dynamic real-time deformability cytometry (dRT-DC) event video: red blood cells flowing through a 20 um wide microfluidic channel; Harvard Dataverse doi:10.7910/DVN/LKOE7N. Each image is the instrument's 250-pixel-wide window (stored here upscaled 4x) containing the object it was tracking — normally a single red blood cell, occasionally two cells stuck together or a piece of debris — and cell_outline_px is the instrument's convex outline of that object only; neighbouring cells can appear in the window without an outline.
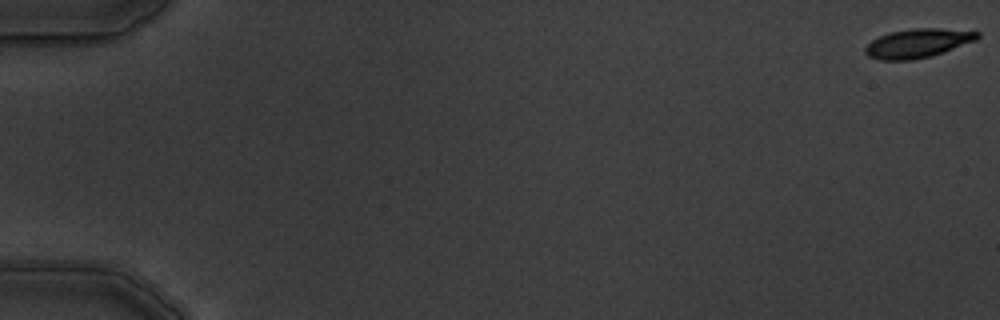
{"species": "common noctule bat (a hibernating species)", "species_latin": "Nyctalus noctula", "temperature_condition": "warm", "stored_images_in_passage": 5, "camera_frame_rate_fps": 3000, "um_per_image_px": 0.085, "animal": {"sex": "male", "body_mass_g": 19.5, "forearm_length_mm": 54.6}, "frame": {"image": 1, "passage_image": 1, "time_ms": 0.0, "image_size_px": [1000, 320], "cell_outline_px": [[980, 36], [976, 40], [932, 56], [912, 60], [880, 60], [868, 56], [864, 52], [864, 48], [872, 40], [880, 36], [892, 32], [912, 28], [940, 28], [980, 32]], "centroid_in_image_um": [78.0, 3.68], "position_along_channel_um": 7.0, "area_um2": 18.84}}
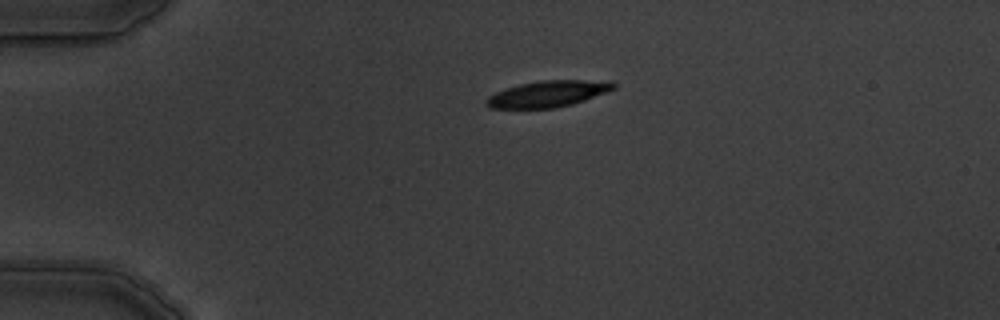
{"frame": {"image": 2, "passage_image": 4, "time_ms": 4.333, "image_size_px": [1000, 320], "cell_outline_px": [[616, 88], [608, 92], [572, 104], [556, 108], [488, 108], [484, 104], [484, 100], [488, 96], [496, 92], [520, 84], [540, 80], [612, 80], [616, 84]], "centroid_in_image_um": [46.6, 7.97], "position_along_channel_um": 38.4, "area_um2": 19.71}}